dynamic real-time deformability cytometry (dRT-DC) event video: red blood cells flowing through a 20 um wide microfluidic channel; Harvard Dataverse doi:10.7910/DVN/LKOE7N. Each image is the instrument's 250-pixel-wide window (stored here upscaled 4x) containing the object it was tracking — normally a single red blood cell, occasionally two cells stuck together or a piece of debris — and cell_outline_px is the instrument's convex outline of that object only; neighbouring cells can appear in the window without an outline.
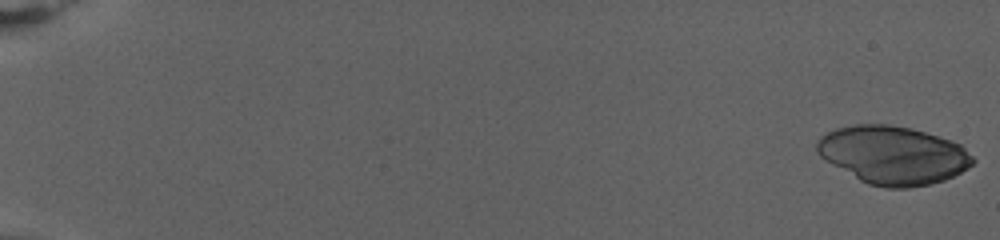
{"species": "human", "species_latin": "Homo sapiens", "temperature_condition": "warm", "stored_images_in_passage": 78, "camera_frame_rate_fps": 3000, "um_per_image_px": 0.085, "donor": {"sex": "female"}, "frame": {"image": 1, "passage_image": 1, "time_ms": 0.0, "image_size_px": [1000, 240], "cell_outline_px": [[976, 160], [968, 168], [944, 180], [932, 184], [908, 188], [884, 188], [868, 184], [860, 180], [832, 164], [820, 156], [816, 152], [816, 144], [820, 136], [836, 128], [856, 124], [888, 124], [912, 128], [952, 140], [960, 144]], "centroid_in_image_um": [75.91, 13.18], "position_along_channel_um": 9.1, "area_um2": 52.89}}
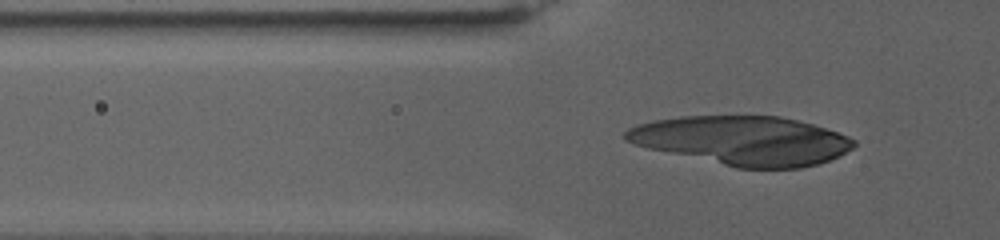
{"frame": {"image": 2, "passage_image": 28, "time_ms": 9.0, "image_size_px": [1000, 240], "cell_outline_px": [[856, 144], [852, 148], [828, 160], [816, 164], [800, 168], [736, 168], [648, 148], [632, 144], [624, 140], [624, 132], [628, 128], [636, 124], [652, 120], [680, 116], [780, 116], [812, 124], [848, 136], [856, 140]], "centroid_in_image_um": [63.05, 11.94], "position_along_channel_um": 62.8, "area_um2": 65.03}}